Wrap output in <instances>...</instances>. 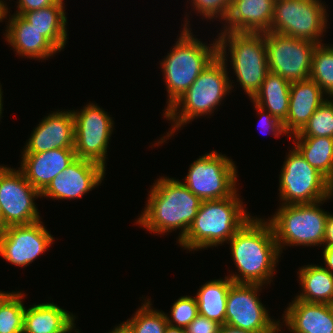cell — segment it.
Masks as SVG:
<instances>
[{"label":"cell","instance_id":"cell-1","mask_svg":"<svg viewBox=\"0 0 333 333\" xmlns=\"http://www.w3.org/2000/svg\"><path fill=\"white\" fill-rule=\"evenodd\" d=\"M232 260L238 269L228 277L234 283L267 285L281 254L270 223L264 218L252 217L227 242ZM239 273V274H238Z\"/></svg>","mask_w":333,"mask_h":333},{"label":"cell","instance_id":"cell-2","mask_svg":"<svg viewBox=\"0 0 333 333\" xmlns=\"http://www.w3.org/2000/svg\"><path fill=\"white\" fill-rule=\"evenodd\" d=\"M148 192L147 203L136 224L156 235L181 229L179 242L197 215L202 200L179 179L164 176L157 178Z\"/></svg>","mask_w":333,"mask_h":333},{"label":"cell","instance_id":"cell-3","mask_svg":"<svg viewBox=\"0 0 333 333\" xmlns=\"http://www.w3.org/2000/svg\"><path fill=\"white\" fill-rule=\"evenodd\" d=\"M227 58L217 55L201 72L194 83L186 90L163 116L172 124L166 136L158 139L156 146L163 144L187 123L201 116L213 115L225 96L233 90L234 82L228 76ZM230 79V80H229ZM219 105V106H218Z\"/></svg>","mask_w":333,"mask_h":333},{"label":"cell","instance_id":"cell-4","mask_svg":"<svg viewBox=\"0 0 333 333\" xmlns=\"http://www.w3.org/2000/svg\"><path fill=\"white\" fill-rule=\"evenodd\" d=\"M237 192L225 199L202 201L186 235L178 242L180 247L194 252L227 243L253 217Z\"/></svg>","mask_w":333,"mask_h":333},{"label":"cell","instance_id":"cell-5","mask_svg":"<svg viewBox=\"0 0 333 333\" xmlns=\"http://www.w3.org/2000/svg\"><path fill=\"white\" fill-rule=\"evenodd\" d=\"M189 18L185 17L179 38L160 62L167 91L164 113L186 92L201 72L218 55L217 39L206 44L193 35ZM195 36V37H194Z\"/></svg>","mask_w":333,"mask_h":333},{"label":"cell","instance_id":"cell-6","mask_svg":"<svg viewBox=\"0 0 333 333\" xmlns=\"http://www.w3.org/2000/svg\"><path fill=\"white\" fill-rule=\"evenodd\" d=\"M216 39L218 55L227 58L230 53L228 61L236 80L252 99L269 72L264 33L220 32Z\"/></svg>","mask_w":333,"mask_h":333},{"label":"cell","instance_id":"cell-7","mask_svg":"<svg viewBox=\"0 0 333 333\" xmlns=\"http://www.w3.org/2000/svg\"><path fill=\"white\" fill-rule=\"evenodd\" d=\"M331 198L333 194L316 203L279 205L277 212L266 219L273 229L281 255L285 246H322L329 212L320 206Z\"/></svg>","mask_w":333,"mask_h":333},{"label":"cell","instance_id":"cell-8","mask_svg":"<svg viewBox=\"0 0 333 333\" xmlns=\"http://www.w3.org/2000/svg\"><path fill=\"white\" fill-rule=\"evenodd\" d=\"M285 156L279 174L280 205L316 203L333 194V184L309 165L295 147Z\"/></svg>","mask_w":333,"mask_h":333},{"label":"cell","instance_id":"cell-9","mask_svg":"<svg viewBox=\"0 0 333 333\" xmlns=\"http://www.w3.org/2000/svg\"><path fill=\"white\" fill-rule=\"evenodd\" d=\"M327 14L321 0H275L269 31L319 44L328 29Z\"/></svg>","mask_w":333,"mask_h":333},{"label":"cell","instance_id":"cell-10","mask_svg":"<svg viewBox=\"0 0 333 333\" xmlns=\"http://www.w3.org/2000/svg\"><path fill=\"white\" fill-rule=\"evenodd\" d=\"M237 173L232 159L210 151L189 165L183 184L202 201L225 199L238 190Z\"/></svg>","mask_w":333,"mask_h":333},{"label":"cell","instance_id":"cell-11","mask_svg":"<svg viewBox=\"0 0 333 333\" xmlns=\"http://www.w3.org/2000/svg\"><path fill=\"white\" fill-rule=\"evenodd\" d=\"M82 108L72 110L76 157L93 161L106 169L107 149L114 131V120L96 103L89 102Z\"/></svg>","mask_w":333,"mask_h":333},{"label":"cell","instance_id":"cell-12","mask_svg":"<svg viewBox=\"0 0 333 333\" xmlns=\"http://www.w3.org/2000/svg\"><path fill=\"white\" fill-rule=\"evenodd\" d=\"M41 193L19 169L0 165V204L2 229L12 225H29L40 221L36 199Z\"/></svg>","mask_w":333,"mask_h":333},{"label":"cell","instance_id":"cell-13","mask_svg":"<svg viewBox=\"0 0 333 333\" xmlns=\"http://www.w3.org/2000/svg\"><path fill=\"white\" fill-rule=\"evenodd\" d=\"M264 39L270 72L290 83L309 79L316 43L272 31L264 33Z\"/></svg>","mask_w":333,"mask_h":333},{"label":"cell","instance_id":"cell-14","mask_svg":"<svg viewBox=\"0 0 333 333\" xmlns=\"http://www.w3.org/2000/svg\"><path fill=\"white\" fill-rule=\"evenodd\" d=\"M263 286L233 283L227 295L225 324L255 333H277L279 320L270 317L259 298Z\"/></svg>","mask_w":333,"mask_h":333},{"label":"cell","instance_id":"cell-15","mask_svg":"<svg viewBox=\"0 0 333 333\" xmlns=\"http://www.w3.org/2000/svg\"><path fill=\"white\" fill-rule=\"evenodd\" d=\"M55 238L43 221L29 225H12L0 230V255L17 267H27L45 253Z\"/></svg>","mask_w":333,"mask_h":333},{"label":"cell","instance_id":"cell-16","mask_svg":"<svg viewBox=\"0 0 333 333\" xmlns=\"http://www.w3.org/2000/svg\"><path fill=\"white\" fill-rule=\"evenodd\" d=\"M106 169L90 160L76 158L67 168L51 180L41 197L53 200L81 199L101 185Z\"/></svg>","mask_w":333,"mask_h":333},{"label":"cell","instance_id":"cell-17","mask_svg":"<svg viewBox=\"0 0 333 333\" xmlns=\"http://www.w3.org/2000/svg\"><path fill=\"white\" fill-rule=\"evenodd\" d=\"M29 137L21 154L74 148L75 131L72 110H57L44 116Z\"/></svg>","mask_w":333,"mask_h":333},{"label":"cell","instance_id":"cell-18","mask_svg":"<svg viewBox=\"0 0 333 333\" xmlns=\"http://www.w3.org/2000/svg\"><path fill=\"white\" fill-rule=\"evenodd\" d=\"M76 158L74 148H58L35 154H22L18 169L27 181L41 193L51 180Z\"/></svg>","mask_w":333,"mask_h":333},{"label":"cell","instance_id":"cell-19","mask_svg":"<svg viewBox=\"0 0 333 333\" xmlns=\"http://www.w3.org/2000/svg\"><path fill=\"white\" fill-rule=\"evenodd\" d=\"M6 24L4 37L20 57L46 60L60 52L41 31L37 30L22 16L11 14Z\"/></svg>","mask_w":333,"mask_h":333},{"label":"cell","instance_id":"cell-20","mask_svg":"<svg viewBox=\"0 0 333 333\" xmlns=\"http://www.w3.org/2000/svg\"><path fill=\"white\" fill-rule=\"evenodd\" d=\"M275 0H232L220 32L267 33L273 20ZM227 24V25H226Z\"/></svg>","mask_w":333,"mask_h":333},{"label":"cell","instance_id":"cell-21","mask_svg":"<svg viewBox=\"0 0 333 333\" xmlns=\"http://www.w3.org/2000/svg\"><path fill=\"white\" fill-rule=\"evenodd\" d=\"M293 299L284 311L283 322H278L277 333L282 332L284 322L293 333H333L329 304L304 302L296 297Z\"/></svg>","mask_w":333,"mask_h":333},{"label":"cell","instance_id":"cell-22","mask_svg":"<svg viewBox=\"0 0 333 333\" xmlns=\"http://www.w3.org/2000/svg\"><path fill=\"white\" fill-rule=\"evenodd\" d=\"M323 90L312 79L292 82L288 116L283 122L287 136L298 133L317 108L328 99Z\"/></svg>","mask_w":333,"mask_h":333},{"label":"cell","instance_id":"cell-23","mask_svg":"<svg viewBox=\"0 0 333 333\" xmlns=\"http://www.w3.org/2000/svg\"><path fill=\"white\" fill-rule=\"evenodd\" d=\"M76 317L53 302L35 303L25 308L23 333H80Z\"/></svg>","mask_w":333,"mask_h":333},{"label":"cell","instance_id":"cell-24","mask_svg":"<svg viewBox=\"0 0 333 333\" xmlns=\"http://www.w3.org/2000/svg\"><path fill=\"white\" fill-rule=\"evenodd\" d=\"M64 0L39 10L25 12L22 16L45 36L60 52L68 39L67 16Z\"/></svg>","mask_w":333,"mask_h":333},{"label":"cell","instance_id":"cell-25","mask_svg":"<svg viewBox=\"0 0 333 333\" xmlns=\"http://www.w3.org/2000/svg\"><path fill=\"white\" fill-rule=\"evenodd\" d=\"M297 273L302 289L299 295L295 296L298 300L325 304L333 302V274L322 264L304 265Z\"/></svg>","mask_w":333,"mask_h":333},{"label":"cell","instance_id":"cell-26","mask_svg":"<svg viewBox=\"0 0 333 333\" xmlns=\"http://www.w3.org/2000/svg\"><path fill=\"white\" fill-rule=\"evenodd\" d=\"M290 86L286 79L269 71L251 102L284 122L288 116Z\"/></svg>","mask_w":333,"mask_h":333},{"label":"cell","instance_id":"cell-27","mask_svg":"<svg viewBox=\"0 0 333 333\" xmlns=\"http://www.w3.org/2000/svg\"><path fill=\"white\" fill-rule=\"evenodd\" d=\"M233 283L227 275L224 279H214L201 285L195 295L199 315L224 325L228 290Z\"/></svg>","mask_w":333,"mask_h":333},{"label":"cell","instance_id":"cell-28","mask_svg":"<svg viewBox=\"0 0 333 333\" xmlns=\"http://www.w3.org/2000/svg\"><path fill=\"white\" fill-rule=\"evenodd\" d=\"M294 147L309 165L316 168L333 184V138L290 137ZM295 140V141H294Z\"/></svg>","mask_w":333,"mask_h":333},{"label":"cell","instance_id":"cell-29","mask_svg":"<svg viewBox=\"0 0 333 333\" xmlns=\"http://www.w3.org/2000/svg\"><path fill=\"white\" fill-rule=\"evenodd\" d=\"M310 79L333 98V44L319 43L312 54Z\"/></svg>","mask_w":333,"mask_h":333},{"label":"cell","instance_id":"cell-30","mask_svg":"<svg viewBox=\"0 0 333 333\" xmlns=\"http://www.w3.org/2000/svg\"><path fill=\"white\" fill-rule=\"evenodd\" d=\"M152 305L151 299L145 298L132 318L122 322L131 333H164L168 325L166 313L151 307Z\"/></svg>","mask_w":333,"mask_h":333},{"label":"cell","instance_id":"cell-31","mask_svg":"<svg viewBox=\"0 0 333 333\" xmlns=\"http://www.w3.org/2000/svg\"><path fill=\"white\" fill-rule=\"evenodd\" d=\"M24 292H9L0 302V333H23Z\"/></svg>","mask_w":333,"mask_h":333},{"label":"cell","instance_id":"cell-32","mask_svg":"<svg viewBox=\"0 0 333 333\" xmlns=\"http://www.w3.org/2000/svg\"><path fill=\"white\" fill-rule=\"evenodd\" d=\"M290 137L333 138V99L328 97L313 113L305 126Z\"/></svg>","mask_w":333,"mask_h":333},{"label":"cell","instance_id":"cell-33","mask_svg":"<svg viewBox=\"0 0 333 333\" xmlns=\"http://www.w3.org/2000/svg\"><path fill=\"white\" fill-rule=\"evenodd\" d=\"M169 313L171 317L166 314L168 325L186 328L199 315L195 296L179 297Z\"/></svg>","mask_w":333,"mask_h":333},{"label":"cell","instance_id":"cell-34","mask_svg":"<svg viewBox=\"0 0 333 333\" xmlns=\"http://www.w3.org/2000/svg\"><path fill=\"white\" fill-rule=\"evenodd\" d=\"M232 0H191L194 11H197L204 19L212 20L218 18L223 21L230 10Z\"/></svg>","mask_w":333,"mask_h":333},{"label":"cell","instance_id":"cell-35","mask_svg":"<svg viewBox=\"0 0 333 333\" xmlns=\"http://www.w3.org/2000/svg\"><path fill=\"white\" fill-rule=\"evenodd\" d=\"M255 110L257 111V115L260 116V129L264 128L266 130H270V132L274 135V137H280L284 134L287 135V133L284 130L283 122H281L278 118L274 117L271 113H269L267 110L261 108L257 104L253 103Z\"/></svg>","mask_w":333,"mask_h":333},{"label":"cell","instance_id":"cell-36","mask_svg":"<svg viewBox=\"0 0 333 333\" xmlns=\"http://www.w3.org/2000/svg\"><path fill=\"white\" fill-rule=\"evenodd\" d=\"M221 324L198 315L186 328V333H219Z\"/></svg>","mask_w":333,"mask_h":333},{"label":"cell","instance_id":"cell-37","mask_svg":"<svg viewBox=\"0 0 333 333\" xmlns=\"http://www.w3.org/2000/svg\"><path fill=\"white\" fill-rule=\"evenodd\" d=\"M59 0H17V15H23L25 12L39 10L41 8L55 5Z\"/></svg>","mask_w":333,"mask_h":333},{"label":"cell","instance_id":"cell-38","mask_svg":"<svg viewBox=\"0 0 333 333\" xmlns=\"http://www.w3.org/2000/svg\"><path fill=\"white\" fill-rule=\"evenodd\" d=\"M322 246H324L323 248L333 247V213L331 214L330 212L326 220L324 242Z\"/></svg>","mask_w":333,"mask_h":333},{"label":"cell","instance_id":"cell-39","mask_svg":"<svg viewBox=\"0 0 333 333\" xmlns=\"http://www.w3.org/2000/svg\"><path fill=\"white\" fill-rule=\"evenodd\" d=\"M323 252V262L325 263L323 267L333 274V247L322 248Z\"/></svg>","mask_w":333,"mask_h":333},{"label":"cell","instance_id":"cell-40","mask_svg":"<svg viewBox=\"0 0 333 333\" xmlns=\"http://www.w3.org/2000/svg\"><path fill=\"white\" fill-rule=\"evenodd\" d=\"M219 333H255V332L238 329L236 327L224 324L220 326Z\"/></svg>","mask_w":333,"mask_h":333},{"label":"cell","instance_id":"cell-41","mask_svg":"<svg viewBox=\"0 0 333 333\" xmlns=\"http://www.w3.org/2000/svg\"><path fill=\"white\" fill-rule=\"evenodd\" d=\"M107 333H131L128 328L123 324H118V326H114L113 330L107 332Z\"/></svg>","mask_w":333,"mask_h":333},{"label":"cell","instance_id":"cell-42","mask_svg":"<svg viewBox=\"0 0 333 333\" xmlns=\"http://www.w3.org/2000/svg\"><path fill=\"white\" fill-rule=\"evenodd\" d=\"M164 333H186L185 328L167 325Z\"/></svg>","mask_w":333,"mask_h":333},{"label":"cell","instance_id":"cell-43","mask_svg":"<svg viewBox=\"0 0 333 333\" xmlns=\"http://www.w3.org/2000/svg\"><path fill=\"white\" fill-rule=\"evenodd\" d=\"M10 8L4 9L1 5H0V22L2 23L3 20L6 18L7 19V15L10 13V11H8Z\"/></svg>","mask_w":333,"mask_h":333},{"label":"cell","instance_id":"cell-44","mask_svg":"<svg viewBox=\"0 0 333 333\" xmlns=\"http://www.w3.org/2000/svg\"><path fill=\"white\" fill-rule=\"evenodd\" d=\"M3 92H2V85L0 83V119L2 118V111H3Z\"/></svg>","mask_w":333,"mask_h":333},{"label":"cell","instance_id":"cell-45","mask_svg":"<svg viewBox=\"0 0 333 333\" xmlns=\"http://www.w3.org/2000/svg\"><path fill=\"white\" fill-rule=\"evenodd\" d=\"M9 292L1 291L0 290V302L1 300L8 294Z\"/></svg>","mask_w":333,"mask_h":333},{"label":"cell","instance_id":"cell-46","mask_svg":"<svg viewBox=\"0 0 333 333\" xmlns=\"http://www.w3.org/2000/svg\"><path fill=\"white\" fill-rule=\"evenodd\" d=\"M0 5L4 8L7 9L9 6L6 4V1L0 0Z\"/></svg>","mask_w":333,"mask_h":333},{"label":"cell","instance_id":"cell-47","mask_svg":"<svg viewBox=\"0 0 333 333\" xmlns=\"http://www.w3.org/2000/svg\"><path fill=\"white\" fill-rule=\"evenodd\" d=\"M2 229V208L0 204V230Z\"/></svg>","mask_w":333,"mask_h":333},{"label":"cell","instance_id":"cell-48","mask_svg":"<svg viewBox=\"0 0 333 333\" xmlns=\"http://www.w3.org/2000/svg\"><path fill=\"white\" fill-rule=\"evenodd\" d=\"M329 309L331 311L332 317H333V302L329 304Z\"/></svg>","mask_w":333,"mask_h":333}]
</instances>
